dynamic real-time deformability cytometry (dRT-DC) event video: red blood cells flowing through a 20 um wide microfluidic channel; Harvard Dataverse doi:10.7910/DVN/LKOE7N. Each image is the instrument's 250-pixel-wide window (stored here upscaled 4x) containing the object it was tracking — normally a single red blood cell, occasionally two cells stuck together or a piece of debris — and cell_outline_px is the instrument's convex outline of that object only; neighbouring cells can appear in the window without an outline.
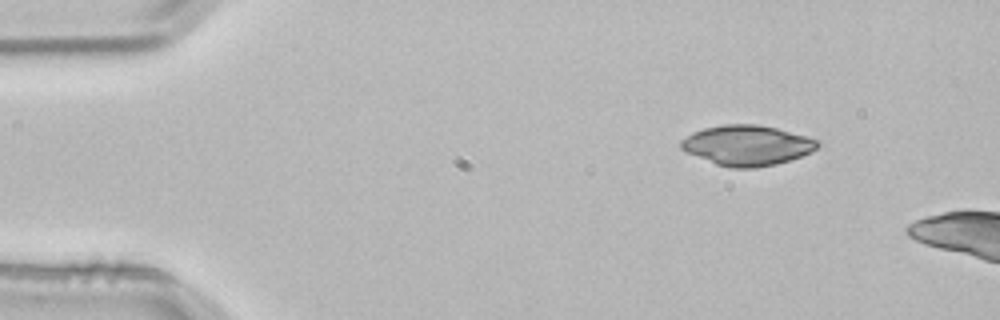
{"species": "common noctule bat (a hibernating species)", "species_latin": "Nyctalus noctula", "temperature_condition": "room temperature", "stored_images_in_passage": 3, "camera_frame_rate_fps": 3000, "um_per_image_px": 0.085, "animal": {"sex": "male", "body_mass_g": 21.5, "forearm_length_mm": 52.0}, "frame": {"image": 1, "passage_image": 1, "time_ms": 0.0, "image_size_px": [1000, 320], "cell_outline_px": [[820, 144], [812, 152], [776, 164], [752, 168], [728, 168], [716, 164], [684, 152], [680, 148], [680, 140], [692, 132], [704, 128], [724, 124], [756, 124], [776, 128], [808, 136], [820, 140]], "centroid_in_image_um": [63.48, 12.35], "position_along_channel_um": 21.5, "area_um2": 32.19}}